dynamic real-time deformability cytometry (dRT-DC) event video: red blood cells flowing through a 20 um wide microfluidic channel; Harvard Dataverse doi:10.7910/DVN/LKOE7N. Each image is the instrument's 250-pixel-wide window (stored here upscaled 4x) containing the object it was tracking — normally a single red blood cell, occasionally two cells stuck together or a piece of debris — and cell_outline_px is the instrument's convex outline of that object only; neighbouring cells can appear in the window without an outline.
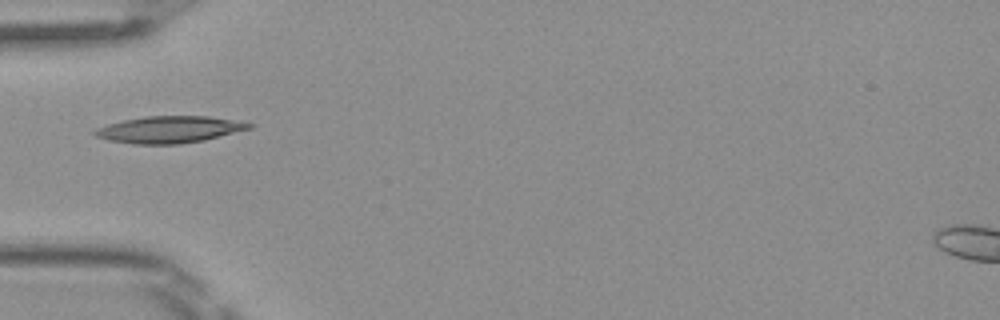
{"species": "Egyptian fruit bat (a non-hibernating species)", "species_latin": "Rousettus aegyptiacus", "temperature_condition": "room temperature", "stored_images_in_passage": 5, "camera_frame_rate_fps": 3000, "um_per_image_px": 0.085, "frame": {"image": 1, "passage_image": 3, "time_ms": 0.667, "image_size_px": [1000, 320], "cell_outline_px": [[256, 124], [252, 128], [204, 140], [180, 144], [132, 144], [108, 140], [96, 136], [92, 132], [96, 128], [108, 124], [124, 120], [144, 116], [208, 116], [240, 120]], "centroid_in_image_um": [14.44, 11.0], "position_along_channel_um": 70.6, "area_um2": 24.28}}
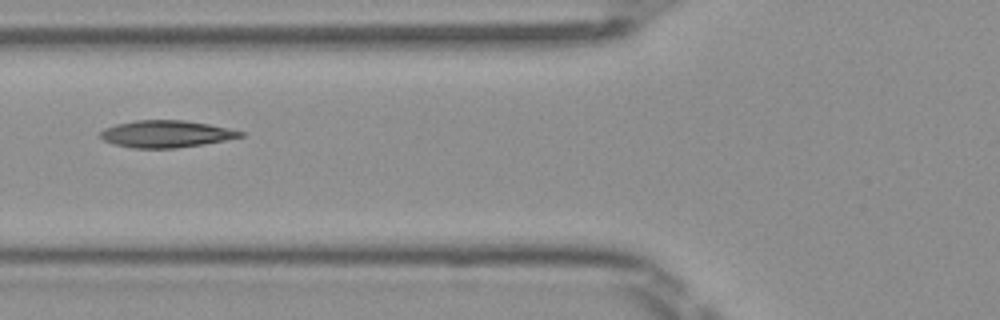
{"frame": {"image": 2, "passage_image": 4, "time_ms": 1.0, "image_size_px": [1000, 320], "cell_outline_px": [[244, 136], [204, 144], [176, 148], [132, 148], [112, 144], [96, 136], [104, 128], [116, 124], [136, 120], [184, 120], [208, 124], [228, 128], [244, 132]], "centroid_in_image_um": [14.06, 11.39], "position_along_channel_um": 111.7, "area_um2": 22.14}}
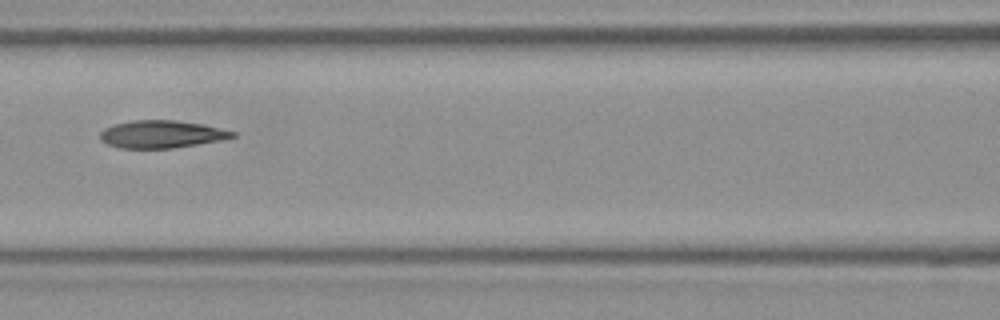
{"frame": {"image": 3, "passage_image": 5, "time_ms": 1.333, "image_size_px": [1000, 320], "cell_outline_px": [[236, 136], [220, 140], [172, 148], [120, 148], [108, 144], [100, 140], [100, 132], [104, 128], [116, 124], [132, 120], [176, 120], [204, 124], [236, 132]], "centroid_in_image_um": [13.72, 11.4], "position_along_channel_um": 152.9, "area_um2": 21.15}}